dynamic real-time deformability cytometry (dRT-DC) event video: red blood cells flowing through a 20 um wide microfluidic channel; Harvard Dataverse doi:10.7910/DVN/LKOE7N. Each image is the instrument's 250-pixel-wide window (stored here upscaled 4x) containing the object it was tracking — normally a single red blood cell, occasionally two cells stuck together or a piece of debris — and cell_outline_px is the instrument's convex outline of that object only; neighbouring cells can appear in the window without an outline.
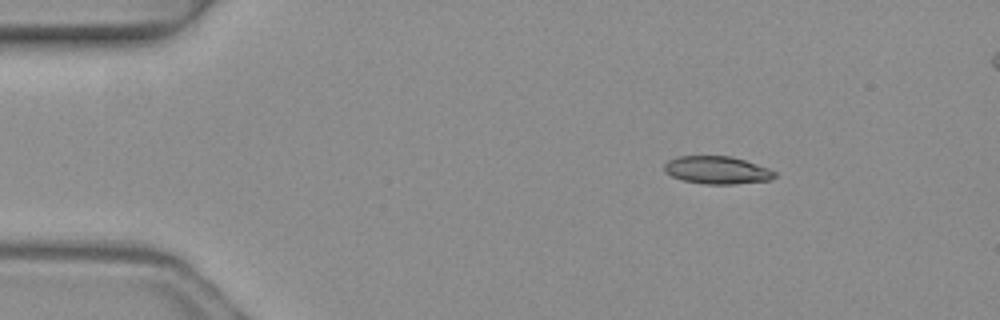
{"species": "common noctule bat (a hibernating species)", "species_latin": "Nyctalus noctula", "temperature_condition": "warm", "stored_images_in_passage": 5, "camera_frame_rate_fps": 3000, "um_per_image_px": 0.085, "animal": {"sex": "female", "body_mass_g": 19.3, "forearm_length_mm": 54.1}, "frame": {"image": 1, "passage_image": 2, "time_ms": 0.333, "image_size_px": [1000, 320], "cell_outline_px": [[776, 176], [772, 180], [732, 184], [704, 184], [684, 180], [672, 176], [664, 172], [664, 164], [668, 160], [676, 156], [732, 156], [768, 168], [776, 172]], "centroid_in_image_um": [60.94, 14.45], "position_along_channel_um": 24.1, "area_um2": 17.86}}